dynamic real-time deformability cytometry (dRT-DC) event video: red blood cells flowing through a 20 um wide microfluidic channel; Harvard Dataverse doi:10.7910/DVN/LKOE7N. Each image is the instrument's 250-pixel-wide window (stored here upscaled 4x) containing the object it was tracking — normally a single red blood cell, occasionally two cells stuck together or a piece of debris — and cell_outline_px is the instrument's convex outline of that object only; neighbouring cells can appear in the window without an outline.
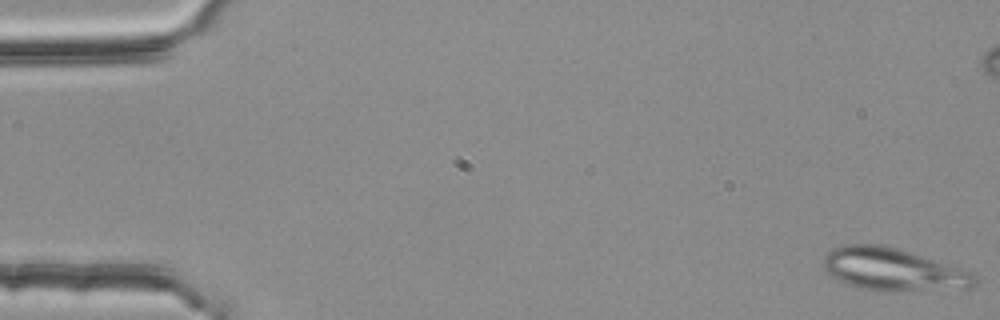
{"species": "common noctule bat (a hibernating species)", "species_latin": "Nyctalus noctula", "temperature_condition": "room temperature", "stored_images_in_passage": 15, "camera_frame_rate_fps": 3000, "um_per_image_px": 0.085, "animal": {"sex": "female", "body_mass_g": 25.1}, "frame": {"image": 1, "passage_image": 1, "time_ms": 0.0, "image_size_px": [1000, 320], "cell_outline_px": [[976, 284], [972, 288], [892, 292], [884, 292], [864, 288], [848, 284], [836, 280], [824, 268], [824, 256], [832, 248], [844, 244], [884, 244], [972, 272]], "centroid_in_image_um": [75.88, 22.92], "position_along_channel_um": 9.1, "area_um2": 37.45}}